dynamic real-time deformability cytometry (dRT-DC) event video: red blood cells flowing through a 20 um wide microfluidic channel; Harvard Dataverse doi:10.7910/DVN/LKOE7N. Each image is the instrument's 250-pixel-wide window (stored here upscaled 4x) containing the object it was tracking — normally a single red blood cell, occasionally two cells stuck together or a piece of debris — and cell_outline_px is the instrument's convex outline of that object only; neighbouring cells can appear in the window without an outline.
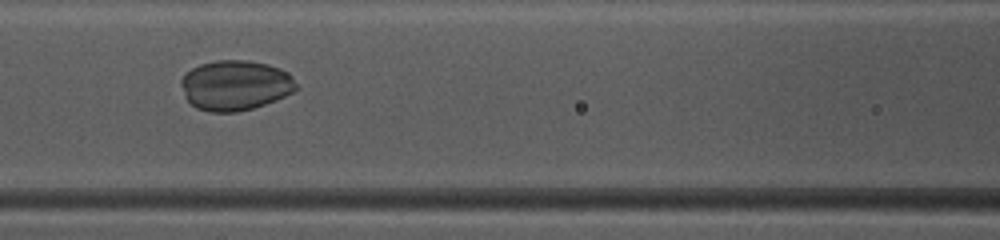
{"species": "common noctule bat (a hibernating species)", "species_latin": "Nyctalus noctula", "temperature_condition": "warm", "stored_images_in_passage": 42, "camera_frame_rate_fps": 3000, "um_per_image_px": 0.085, "animal": {"sex": "female", "body_mass_g": 10.0, "forearm_length_mm": 53.1}, "frame": {"image": 1, "passage_image": 22, "time_ms": 7.0, "image_size_px": [1000, 240], "cell_outline_px": [[296, 88], [292, 92], [276, 100], [252, 108], [236, 112], [208, 112], [196, 108], [188, 100], [180, 84], [180, 80], [192, 68], [200, 64], [216, 60], [248, 60], [268, 64], [280, 68], [288, 72], [292, 76], [296, 84]], "centroid_in_image_um": [20.0, 7.24], "position_along_channel_um": 146.6, "area_um2": 33.52}}
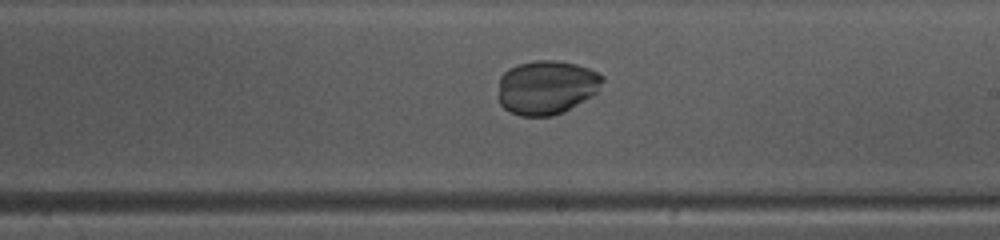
{"frame": {"image": 2, "passage_image": 29, "time_ms": 9.333, "image_size_px": [1000, 240], "cell_outline_px": [[604, 80], [596, 92], [592, 96], [564, 112], [552, 116], [520, 116], [504, 108], [500, 104], [500, 76], [508, 68], [516, 64], [536, 60], [556, 60], [576, 64], [588, 68], [604, 76]], "centroid_in_image_um": [46.47, 7.42], "position_along_channel_um": 242.5, "area_um2": 32.83}}
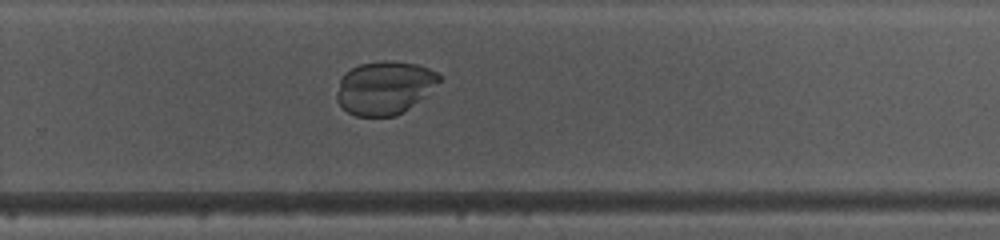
{"frame": {"image": 3, "passage_image": 33, "time_ms": 10.667, "image_size_px": [1000, 240], "cell_outline_px": [[444, 80], [424, 96], [408, 108], [396, 116], [356, 116], [348, 112], [336, 100], [336, 92], [340, 80], [344, 72], [360, 64], [384, 60], [392, 60], [416, 64], [428, 68], [444, 76]], "centroid_in_image_um": [32.71, 7.44], "position_along_channel_um": 297.1, "area_um2": 31.96}}